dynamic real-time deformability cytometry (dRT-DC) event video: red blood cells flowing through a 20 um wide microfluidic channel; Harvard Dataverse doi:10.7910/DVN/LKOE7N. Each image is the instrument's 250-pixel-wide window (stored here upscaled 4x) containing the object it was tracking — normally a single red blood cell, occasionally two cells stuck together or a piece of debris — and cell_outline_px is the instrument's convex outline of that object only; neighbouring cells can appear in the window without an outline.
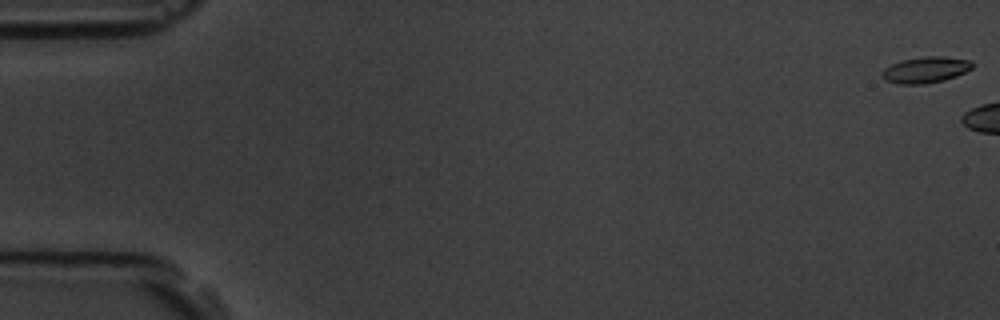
{"species": "common noctule bat (a hibernating species)", "species_latin": "Nyctalus noctula", "temperature_condition": "room temperature", "stored_images_in_passage": 3, "camera_frame_rate_fps": 3000, "um_per_image_px": 0.085, "animal": {"sex": "male", "body_mass_g": 19.5, "forearm_length_mm": 54.6}, "frame": {"image": 1, "passage_image": 1, "time_ms": 0.0, "image_size_px": [1000, 320], "cell_outline_px": [[972, 68], [956, 76], [944, 80], [924, 84], [900, 84], [884, 80], [880, 76], [880, 72], [884, 68], [900, 60], [924, 56], [940, 56], [972, 60]], "centroid_in_image_um": [78.63, 5.93], "position_along_channel_um": 6.4, "area_um2": 13.87}}